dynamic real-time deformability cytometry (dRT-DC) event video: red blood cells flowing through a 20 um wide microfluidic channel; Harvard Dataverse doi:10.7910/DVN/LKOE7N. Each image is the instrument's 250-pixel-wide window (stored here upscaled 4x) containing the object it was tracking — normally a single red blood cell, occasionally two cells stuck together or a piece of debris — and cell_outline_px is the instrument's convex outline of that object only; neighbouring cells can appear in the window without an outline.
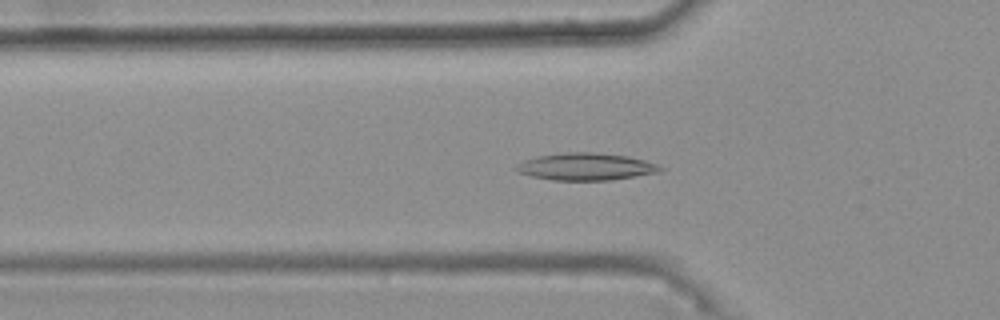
{"species": "common noctule bat (a hibernating species)", "species_latin": "Nyctalus noctula", "temperature_condition": "warm", "stored_images_in_passage": 31, "camera_frame_rate_fps": 3000, "um_per_image_px": 0.085, "animal": {"sex": "female", "body_mass_g": 25.1}, "frame": {"image": 1, "passage_image": 3, "time_ms": 0.667, "image_size_px": [1000, 320], "cell_outline_px": [[664, 168], [660, 172], [612, 180], [552, 180], [532, 176], [520, 172], [512, 168], [516, 164], [524, 160], [536, 156], [564, 152], [592, 152], [628, 156], [644, 160], [656, 164]], "centroid_in_image_um": [49.78, 14.16], "position_along_channel_um": 76.0, "area_um2": 22.89}}
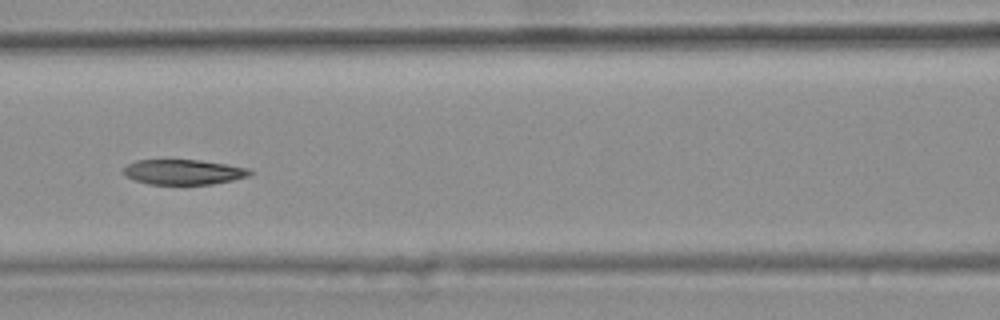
{"frame": {"image": 2, "passage_image": 9, "time_ms": 2.667, "image_size_px": [1000, 320], "cell_outline_px": [[256, 172], [248, 176], [232, 180], [212, 184], [148, 184], [124, 176], [120, 172], [128, 164], [136, 160], [200, 160], [248, 168]], "centroid_in_image_um": [15.57, 14.62], "position_along_channel_um": 151.0, "area_um2": 18.5}}
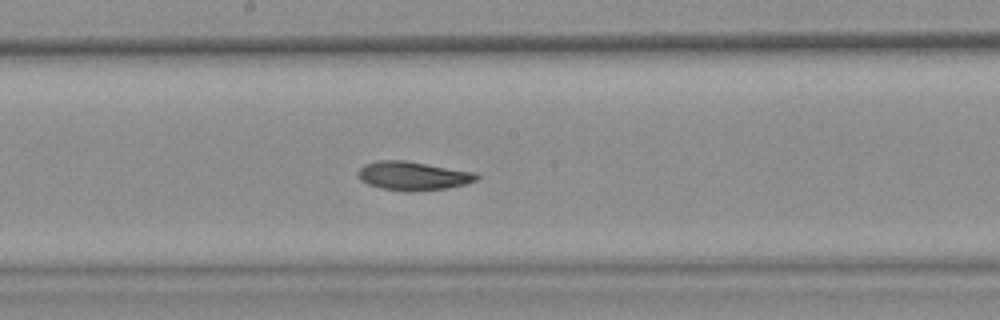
{"frame": {"image": 3, "passage_image": 14, "time_ms": 4.333, "image_size_px": [1000, 320], "cell_outline_px": [[480, 176], [476, 180], [464, 184], [448, 188], [412, 192], [404, 192], [380, 188], [368, 184], [360, 180], [356, 172], [364, 164], [376, 160], [404, 160], [476, 172]], "centroid_in_image_um": [35.07, 14.95], "position_along_channel_um": 213.1, "area_um2": 20.11}, "authors_computed_cell_mechanics": {"area_um2": 19.7676, "velocity_mm_per_s": 3.7339, "shape_relaxation_time_tau1_ms": null, "shape_relaxation_time_tau2_ms": 4.8093, "deformation_change_tau1": null, "deformation_change_tau2": 0.1025}}